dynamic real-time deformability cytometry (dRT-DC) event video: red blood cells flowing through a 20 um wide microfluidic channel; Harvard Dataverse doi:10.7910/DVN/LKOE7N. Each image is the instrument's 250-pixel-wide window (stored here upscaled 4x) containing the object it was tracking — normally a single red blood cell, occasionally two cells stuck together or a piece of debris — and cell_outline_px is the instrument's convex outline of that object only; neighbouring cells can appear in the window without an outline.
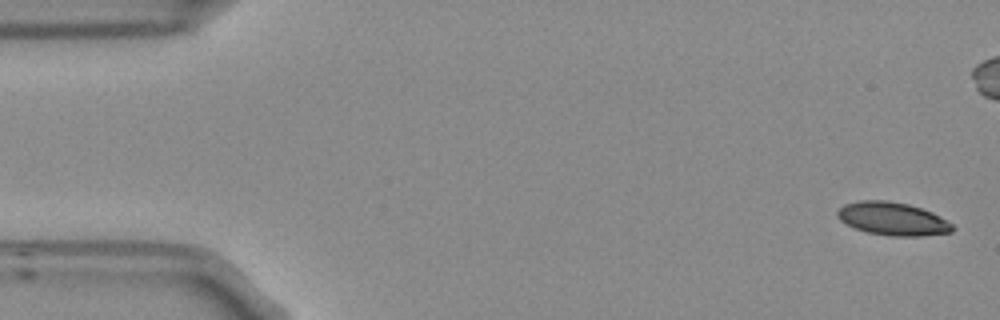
{"species": "Egyptian fruit bat (a non-hibernating species)", "species_latin": "Rousettus aegyptiacus", "temperature_condition": "room temperature", "stored_images_in_passage": 5, "camera_frame_rate_fps": 3000, "um_per_image_px": 0.085, "frame": {"image": 1, "passage_image": 1, "time_ms": 0.0, "image_size_px": [1000, 320], "cell_outline_px": [[956, 228], [952, 232], [920, 236], [888, 236], [868, 232], [856, 228], [840, 220], [836, 216], [836, 212], [844, 204], [860, 200], [888, 200], [908, 204], [932, 212], [940, 216], [952, 224]], "centroid_in_image_um": [75.88, 18.59], "position_along_channel_um": 9.1, "area_um2": 22.2}}